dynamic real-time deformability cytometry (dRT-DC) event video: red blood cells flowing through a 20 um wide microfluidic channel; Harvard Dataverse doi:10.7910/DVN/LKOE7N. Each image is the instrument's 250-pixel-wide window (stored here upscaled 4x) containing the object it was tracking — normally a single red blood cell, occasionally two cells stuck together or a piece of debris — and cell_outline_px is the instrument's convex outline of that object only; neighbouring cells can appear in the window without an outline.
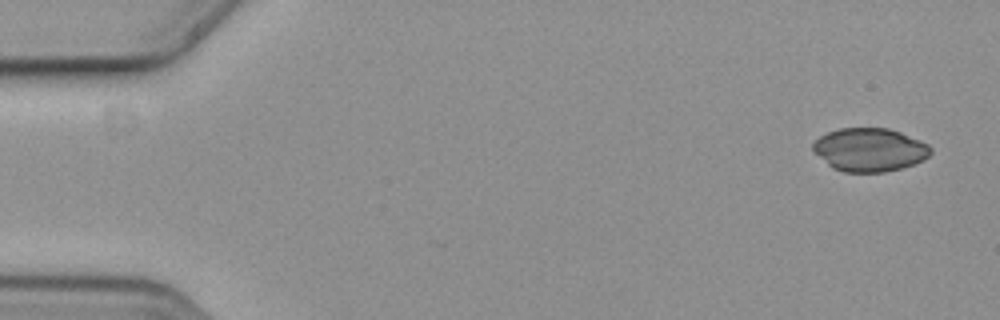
{"species": "common noctule bat (a hibernating species)", "species_latin": "Nyctalus noctula", "temperature_condition": "cold", "stored_images_in_passage": 2, "camera_frame_rate_fps": 3000, "um_per_image_px": 0.085, "animal": {"sex": "female", "body_mass_g": 19.3, "forearm_length_mm": 54.1}, "frame": {"image": 1, "passage_image": 2, "time_ms": 0.333, "image_size_px": [1000, 320], "cell_outline_px": [[932, 152], [924, 160], [900, 168], [884, 172], [844, 172], [832, 168], [812, 148], [812, 144], [820, 136], [828, 132], [840, 128], [888, 128], [900, 132], [920, 140], [928, 144], [932, 148]], "centroid_in_image_um": [73.94, 12.72], "position_along_channel_um": 11.1, "area_um2": 29.54}}